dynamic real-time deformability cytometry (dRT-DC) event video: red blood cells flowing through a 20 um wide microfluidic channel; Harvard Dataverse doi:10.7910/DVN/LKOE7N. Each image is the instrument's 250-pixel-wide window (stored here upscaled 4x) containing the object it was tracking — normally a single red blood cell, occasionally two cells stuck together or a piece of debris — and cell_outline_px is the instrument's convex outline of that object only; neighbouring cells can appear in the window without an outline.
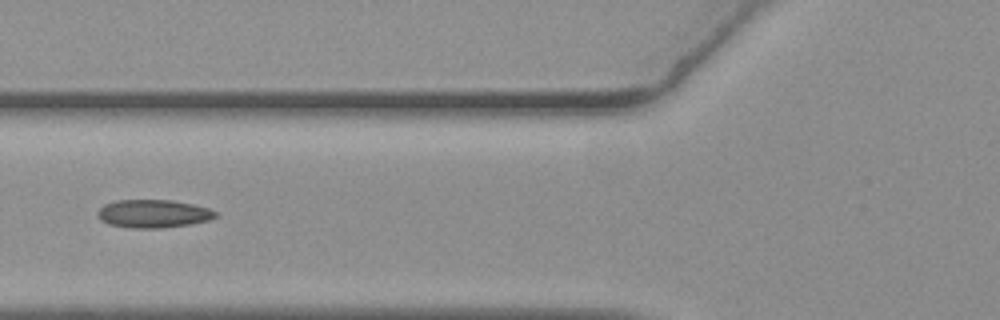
{"species": "common noctule bat (a hibernating species)", "species_latin": "Nyctalus noctula", "temperature_condition": "warm", "stored_images_in_passage": 39, "camera_frame_rate_fps": 3000, "um_per_image_px": 0.085, "animal": {"sex": "female", "body_mass_g": 19.3, "forearm_length_mm": 54.1}, "frame": {"image": 1, "passage_image": 6, "time_ms": 1.667, "image_size_px": [1000, 320], "cell_outline_px": [[220, 212], [216, 216], [208, 220], [192, 224], [164, 228], [132, 228], [108, 224], [100, 220], [96, 216], [96, 212], [104, 204], [116, 200], [172, 200], [192, 204], [208, 208]], "centroid_in_image_um": [13.02, 18.16], "position_along_channel_um": 112.8, "area_um2": 19.54}}